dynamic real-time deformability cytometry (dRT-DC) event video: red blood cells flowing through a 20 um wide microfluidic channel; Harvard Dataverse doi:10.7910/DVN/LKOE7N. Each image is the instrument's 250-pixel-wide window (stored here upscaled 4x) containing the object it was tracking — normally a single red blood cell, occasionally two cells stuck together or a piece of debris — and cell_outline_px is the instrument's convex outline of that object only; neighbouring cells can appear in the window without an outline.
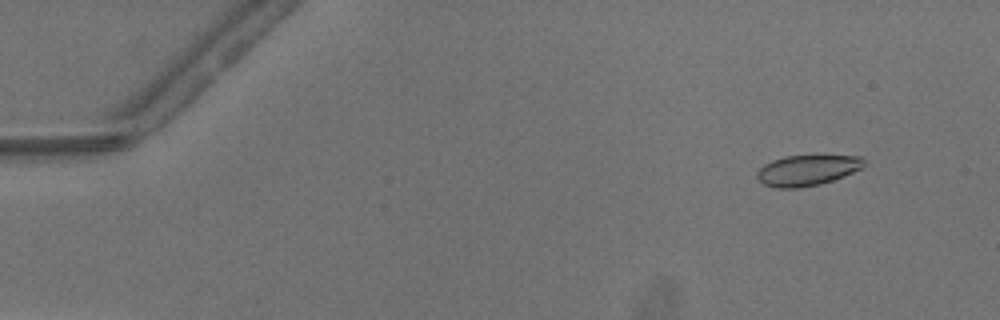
{"species": "common noctule bat (a hibernating species)", "species_latin": "Nyctalus noctula", "temperature_condition": "warm", "stored_images_in_passage": 51, "camera_frame_rate_fps": 3000, "um_per_image_px": 0.085, "animal": {"sex": "male", "body_mass_g": 13.3}, "frame": {"image": 1, "passage_image": 5, "time_ms": 1.333, "image_size_px": [1000, 320], "cell_outline_px": [[868, 164], [852, 172], [832, 180], [820, 184], [800, 188], [776, 188], [764, 184], [756, 176], [756, 172], [764, 164], [772, 160], [784, 156], [860, 156]], "centroid_in_image_um": [68.59, 14.47], "position_along_channel_um": 16.4, "area_um2": 18.96}}
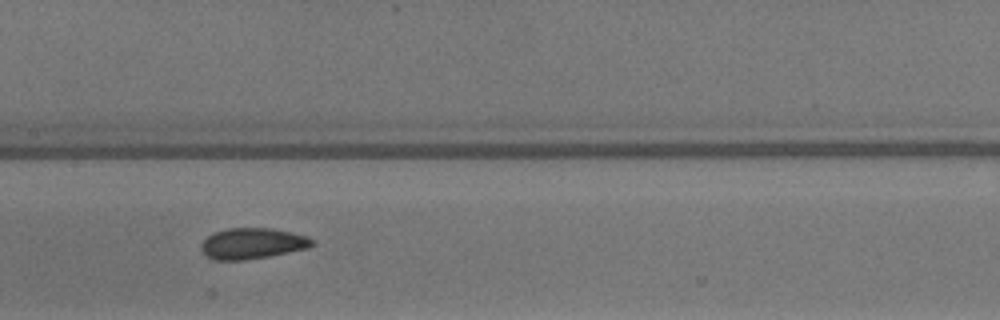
{"frame": {"image": 2, "passage_image": 26, "time_ms": 8.333, "image_size_px": [1000, 320], "cell_outline_px": [[316, 244], [308, 248], [268, 256], [244, 260], [212, 260], [204, 256], [200, 248], [200, 244], [212, 232], [228, 228], [272, 228], [308, 236], [316, 240]], "centroid_in_image_um": [21.44, 20.69], "position_along_channel_um": 186.0, "area_um2": 20.29}}
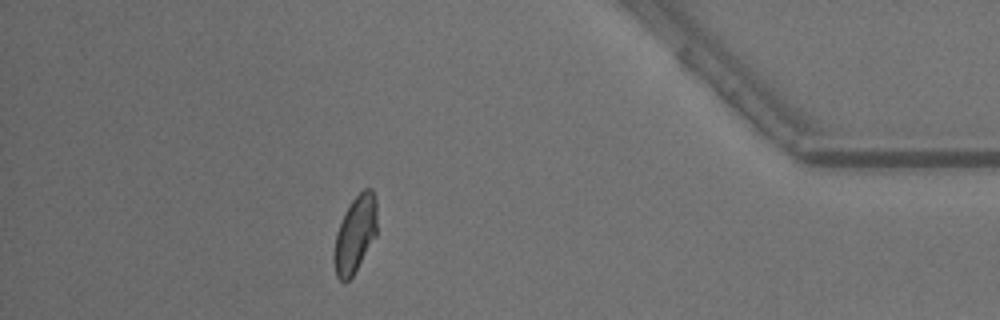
{"frame": {"image": 3, "passage_image": 45, "time_ms": 14.667, "image_size_px": [1000, 320], "cell_outline_px": [[376, 236], [352, 276], [344, 284], [336, 276], [332, 256], [336, 232], [344, 212], [352, 200], [364, 188], [372, 188], [376, 200]], "centroid_in_image_um": [30.16, 19.92], "position_along_channel_um": 405.0, "area_um2": 19.36}, "authors_computed_cell_mechanics": {"area_um2": 19.7676, "velocity_mm_per_s": 4.1597, "shape_relaxation_time_tau1_ms": 4.3442, "shape_relaxation_time_tau2_ms": 1.0128, "deformation_change_tau1": 0.1116, "deformation_change_tau2": 0.0405}}